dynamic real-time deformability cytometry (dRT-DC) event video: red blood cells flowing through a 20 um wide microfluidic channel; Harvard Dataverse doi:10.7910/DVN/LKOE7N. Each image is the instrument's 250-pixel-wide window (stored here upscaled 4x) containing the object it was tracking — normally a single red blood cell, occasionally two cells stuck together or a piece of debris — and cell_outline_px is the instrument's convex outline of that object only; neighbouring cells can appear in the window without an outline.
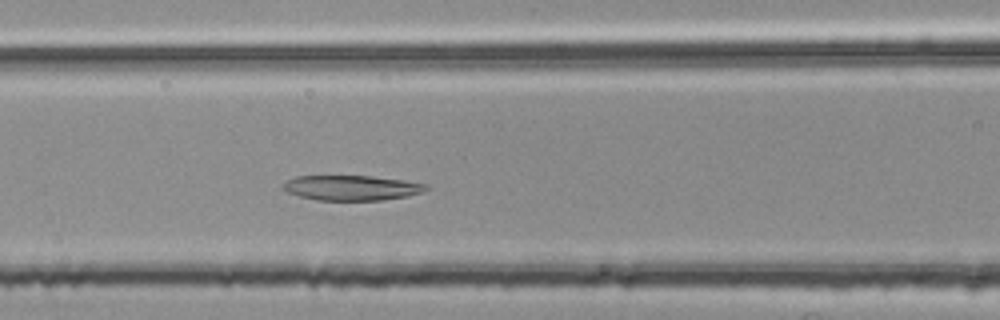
{"species": "common noctule bat (a hibernating species)", "species_latin": "Nyctalus noctula", "temperature_condition": "room temperature", "stored_images_in_passage": 38, "camera_frame_rate_fps": 3000, "um_per_image_px": 0.085, "animal": {"sex": "female", "body_mass_g": 25.1}, "frame": {"image": 1, "passage_image": 11, "time_ms": 3.333, "image_size_px": [1000, 320], "cell_outline_px": [[428, 188], [420, 192], [408, 196], [384, 200], [316, 200], [284, 192], [280, 188], [280, 184], [296, 176], [372, 176], [404, 180], [428, 184]], "centroid_in_image_um": [29.83, 15.96], "position_along_channel_um": 136.8, "area_um2": 21.04}}
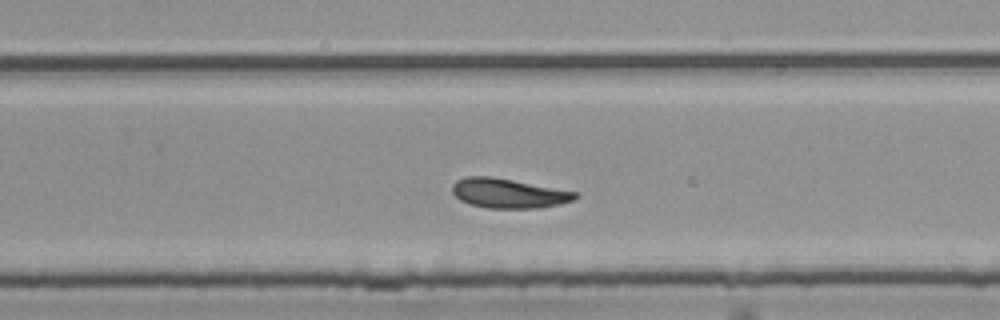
{"frame": {"image": 2, "passage_image": 23, "time_ms": 7.333, "image_size_px": [1000, 320], "cell_outline_px": [[580, 196], [572, 200], [560, 204], [536, 208], [488, 208], [468, 204], [460, 200], [452, 192], [452, 184], [456, 180], [464, 176], [492, 176], [576, 192]], "centroid_in_image_um": [43.17, 16.42], "position_along_channel_um": 286.6, "area_um2": 21.15}}
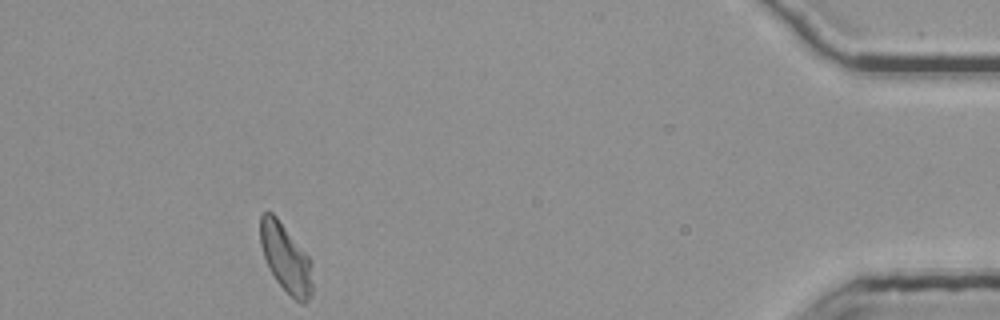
{"frame": {"image": 3, "passage_image": 38, "time_ms": 12.333, "image_size_px": [1000, 320], "cell_outline_px": [[312, 296], [304, 304], [300, 304], [276, 280], [264, 256], [260, 244], [260, 216], [264, 212], [272, 212], [276, 216], [312, 260]], "centroid_in_image_um": [24.32, 21.94], "position_along_channel_um": 410.9, "area_um2": 20.69}}